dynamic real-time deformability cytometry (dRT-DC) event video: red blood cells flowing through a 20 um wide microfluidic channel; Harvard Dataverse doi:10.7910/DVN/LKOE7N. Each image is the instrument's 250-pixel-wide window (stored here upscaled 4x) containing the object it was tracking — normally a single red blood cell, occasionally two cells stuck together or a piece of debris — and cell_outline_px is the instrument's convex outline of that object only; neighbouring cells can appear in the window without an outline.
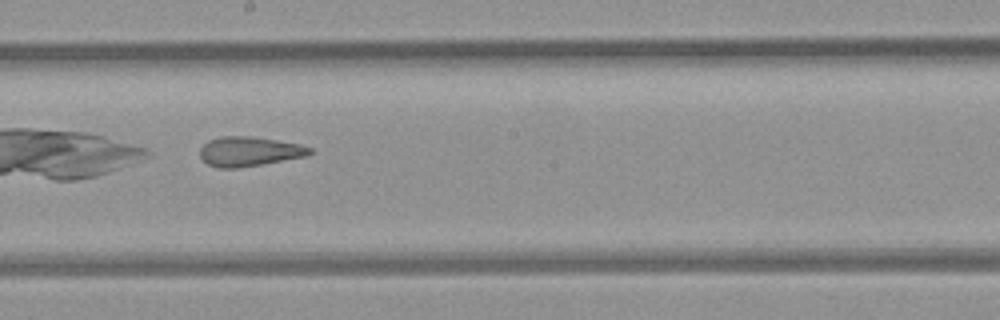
{"species": "common noctule bat (a hibernating species)", "species_latin": "Nyctalus noctula", "temperature_condition": "room temperature", "stored_images_in_passage": 29, "camera_frame_rate_fps": 3000, "um_per_image_px": 0.085, "animal": {"sex": "female", "body_mass_g": 21.9}, "frame": {"image": 1, "passage_image": 13, "time_ms": 4.0, "image_size_px": [1000, 320], "cell_outline_px": [[312, 152], [308, 156], [236, 168], [216, 168], [208, 164], [200, 156], [200, 148], [208, 140], [220, 136], [252, 136], [300, 144], [312, 148]], "centroid_in_image_um": [21.17, 12.86], "position_along_channel_um": 227.0, "area_um2": 18.9}, "authors_computed_cell_mechanics": {"area_um2": 19.652, "velocity_mm_per_s": 3.9155, "shape_relaxation_time_tau1_ms": null, "shape_relaxation_time_tau2_ms": 2.0674, "deformation_change_tau1": null, "deformation_change_tau2": 0.1138}}